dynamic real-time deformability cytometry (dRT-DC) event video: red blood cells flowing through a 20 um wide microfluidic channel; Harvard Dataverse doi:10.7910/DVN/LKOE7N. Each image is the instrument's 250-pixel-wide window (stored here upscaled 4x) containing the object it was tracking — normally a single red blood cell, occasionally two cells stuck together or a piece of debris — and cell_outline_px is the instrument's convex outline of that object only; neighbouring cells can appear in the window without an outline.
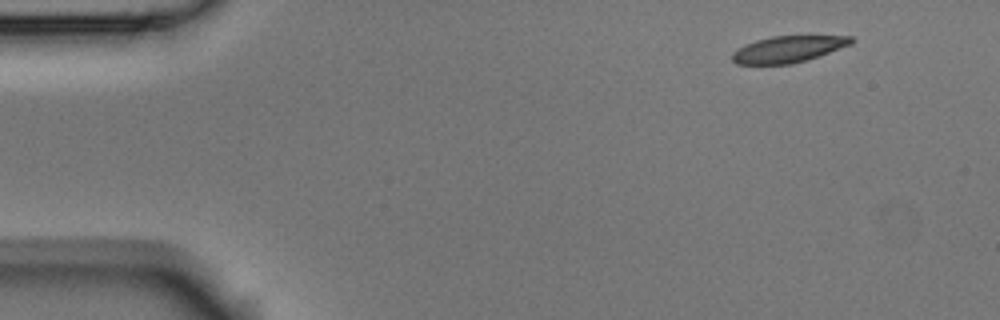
{"species": "Egyptian fruit bat (a non-hibernating species)", "species_latin": "Rousettus aegyptiacus", "temperature_condition": "room temperature", "stored_images_in_passage": 5, "camera_frame_rate_fps": 3000, "um_per_image_px": 0.085, "animal": {"sex": "male"}, "frame": {"image": 1, "passage_image": 1, "time_ms": 0.0, "image_size_px": [1000, 320], "cell_outline_px": [[856, 40], [852, 44], [808, 60], [792, 64], [736, 64], [732, 60], [732, 52], [736, 48], [744, 44], [756, 40], [772, 36], [852, 36]], "centroid_in_image_um": [66.99, 4.18], "position_along_channel_um": 18.0, "area_um2": 18.55}}
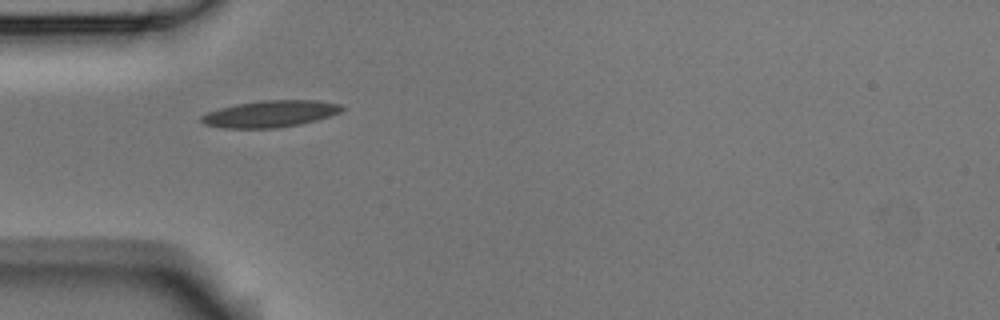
{"frame": {"image": 2, "passage_image": 4, "time_ms": 1.0, "image_size_px": [1000, 320], "cell_outline_px": [[344, 108], [340, 112], [316, 120], [300, 124], [276, 128], [224, 128], [204, 124], [200, 120], [200, 116], [208, 112], [220, 108], [236, 104], [260, 100], [316, 100], [340, 104]], "centroid_in_image_um": [22.95, 9.67], "position_along_channel_um": 62.1, "area_um2": 21.79}}
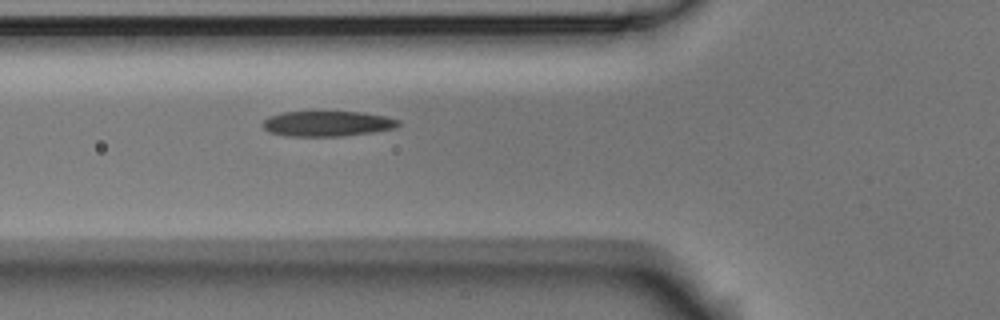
{"frame": {"image": 3, "passage_image": 5, "time_ms": 1.333, "image_size_px": [1000, 320], "cell_outline_px": [[400, 124], [396, 128], [372, 132], [344, 136], [284, 136], [268, 132], [260, 124], [268, 116], [284, 112], [364, 112], [384, 116], [400, 120]], "centroid_in_image_um": [27.8, 10.51], "position_along_channel_um": 98.0, "area_um2": 20.17}}